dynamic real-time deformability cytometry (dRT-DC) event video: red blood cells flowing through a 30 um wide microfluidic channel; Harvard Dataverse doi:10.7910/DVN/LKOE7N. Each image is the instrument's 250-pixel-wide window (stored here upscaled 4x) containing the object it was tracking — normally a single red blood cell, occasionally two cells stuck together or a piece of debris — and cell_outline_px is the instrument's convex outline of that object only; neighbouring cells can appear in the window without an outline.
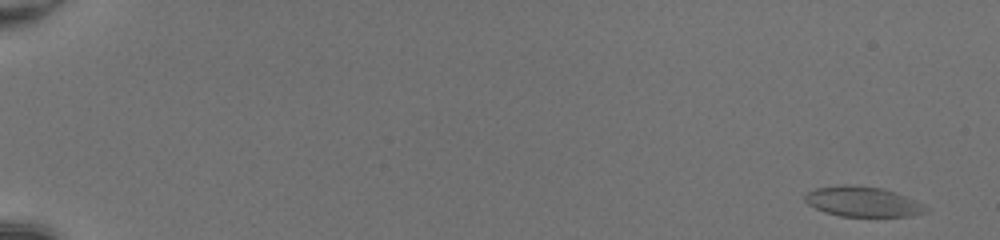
{"species": "common noctule bat (a hibernating species)", "species_latin": "Nyctalus noctula", "temperature_condition": "room temperature", "stored_images_in_passage": 52, "camera_frame_rate_fps": 3000, "um_per_image_px": 0.085, "animal": {"sex": "female", "body_mass_g": 20.0, "forearm_length_mm": 54.0}, "frame": {"image": 1, "passage_image": 2, "time_ms": 0.333, "image_size_px": [1000, 240], "cell_outline_px": [[928, 212], [912, 216], [840, 216], [824, 212], [808, 204], [804, 200], [804, 196], [808, 192], [816, 188], [844, 184], [852, 184], [884, 188], [896, 192], [924, 204], [928, 208]], "centroid_in_image_um": [73.35, 17.13], "position_along_channel_um": 11.6, "area_um2": 21.39}}
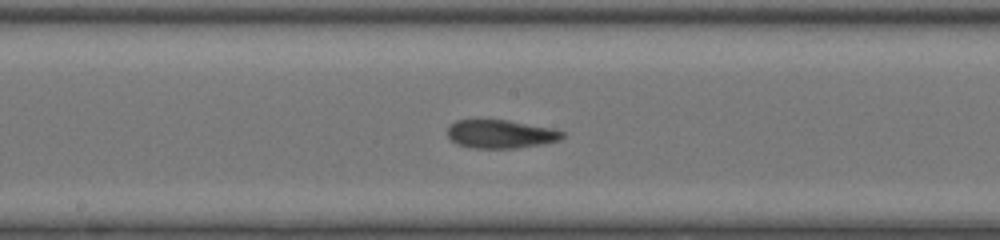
{"frame": {"image": 2, "passage_image": 30, "time_ms": 9.667, "image_size_px": [1000, 240], "cell_outline_px": [[564, 136], [560, 140], [544, 144], [516, 148], [472, 148], [456, 144], [448, 136], [448, 124], [456, 120], [508, 120], [556, 128], [564, 132]], "centroid_in_image_um": [42.58, 11.39], "position_along_channel_um": 205.6, "area_um2": 19.31}}
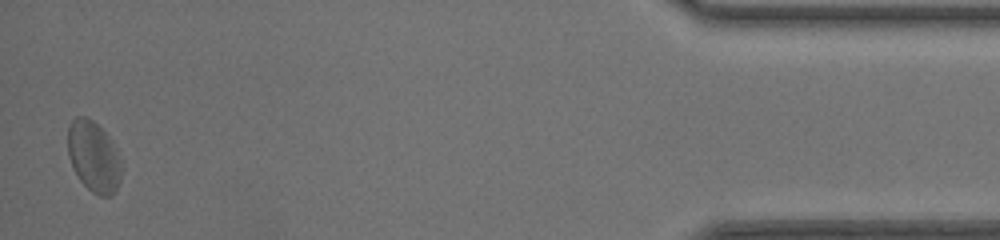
{"frame": {"image": 3, "passage_image": 51, "time_ms": 16.667, "image_size_px": [1000, 240], "cell_outline_px": [[120, 180], [112, 196], [100, 196], [92, 192], [80, 180], [68, 156], [68, 128], [72, 120], [76, 116], [88, 116], [112, 140], [120, 160]], "centroid_in_image_um": [7.95, 13.3], "position_along_channel_um": 427.2, "area_um2": 21.85}, "authors_computed_cell_mechanics": {"area_um2": 19.9988, "velocity_mm_per_s": 4.1784, "shape_relaxation_time_tau1_ms": 4.3549, "shape_relaxation_time_tau2_ms": 1.8732, "deformation_change_tau1": 0.1383, "deformation_change_tau2": 0.0898}}